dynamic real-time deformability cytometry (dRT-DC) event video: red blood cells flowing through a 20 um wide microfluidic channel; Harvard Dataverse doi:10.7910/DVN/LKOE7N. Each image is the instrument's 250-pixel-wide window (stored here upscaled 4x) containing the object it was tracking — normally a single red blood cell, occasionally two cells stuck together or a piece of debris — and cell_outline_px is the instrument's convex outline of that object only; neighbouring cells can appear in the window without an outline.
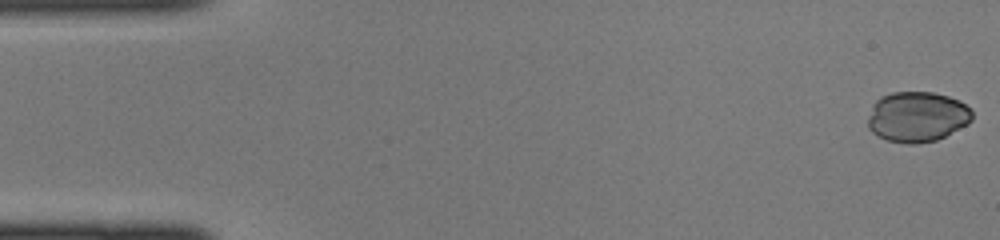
{"species": "common noctule bat (a hibernating species)", "species_latin": "Nyctalus noctula", "temperature_condition": "cold", "stored_images_in_passage": 44, "camera_frame_rate_fps": 3000, "um_per_image_px": 0.085, "animal": {"sex": "female", "body_mass_g": 22.0, "forearm_length_mm": 56.7}, "frame": {"image": 1, "passage_image": 1, "time_ms": 0.0, "image_size_px": [1000, 240], "cell_outline_px": [[972, 120], [968, 124], [936, 140], [916, 144], [908, 144], [888, 140], [872, 132], [868, 128], [868, 120], [872, 104], [880, 96], [892, 92], [932, 92], [948, 96], [972, 108]], "centroid_in_image_um": [77.95, 9.92], "position_along_channel_um": 7.1, "area_um2": 30.58}}